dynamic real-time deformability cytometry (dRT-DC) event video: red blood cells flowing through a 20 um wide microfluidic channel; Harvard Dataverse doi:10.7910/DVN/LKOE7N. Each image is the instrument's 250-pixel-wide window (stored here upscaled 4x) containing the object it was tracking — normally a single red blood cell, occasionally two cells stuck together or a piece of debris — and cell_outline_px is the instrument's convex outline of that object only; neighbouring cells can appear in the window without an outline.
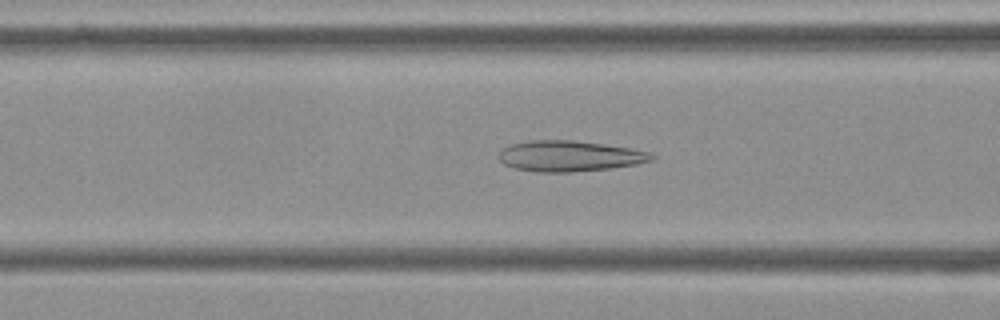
{"species": "Egyptian fruit bat (a non-hibernating species)", "species_latin": "Rousettus aegyptiacus", "temperature_condition": "cold", "stored_images_in_passage": 44, "camera_frame_rate_fps": 3000, "um_per_image_px": 0.085, "frame": {"image": 1, "passage_image": 21, "time_ms": 6.667, "image_size_px": [1000, 320], "cell_outline_px": [[656, 156], [652, 160], [636, 164], [608, 168], [572, 172], [536, 172], [516, 168], [504, 164], [496, 156], [508, 144], [528, 140], [572, 140], [604, 144], [652, 152]], "centroid_in_image_um": [48.38, 13.26], "position_along_channel_um": 118.2, "area_um2": 27.4}}
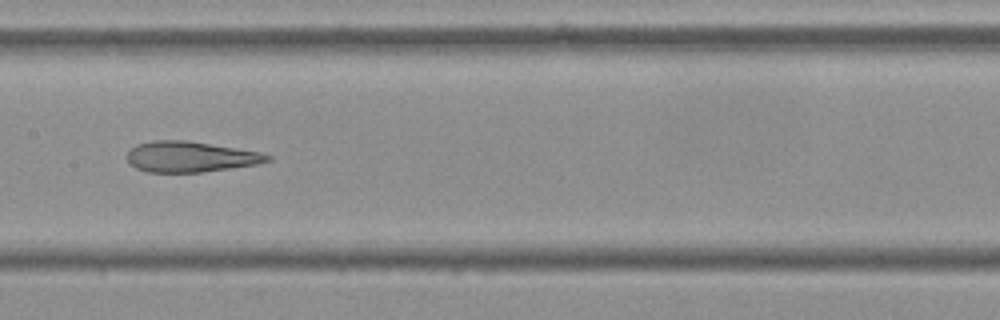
{"frame": {"image": 2, "passage_image": 27, "time_ms": 8.667, "image_size_px": [1000, 320], "cell_outline_px": [[272, 160], [256, 164], [204, 172], [148, 172], [136, 168], [128, 164], [124, 156], [136, 144], [152, 140], [188, 140], [260, 152], [272, 156]], "centroid_in_image_um": [16.13, 13.32], "position_along_channel_um": 191.3, "area_um2": 25.26}}
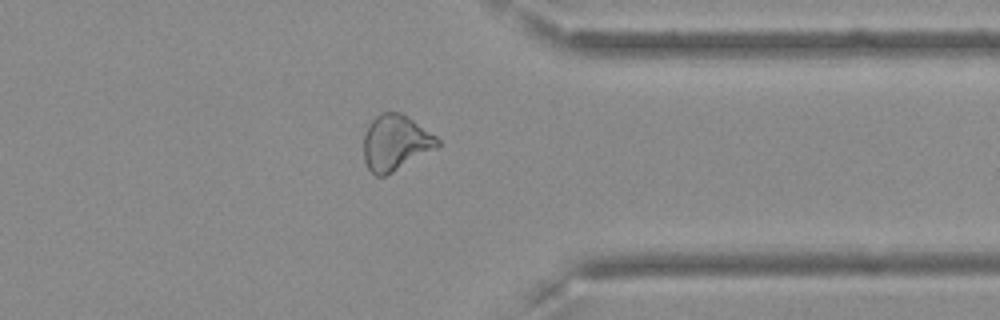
{"frame": {"image": 3, "passage_image": 44, "time_ms": 14.333, "image_size_px": [1000, 320], "cell_outline_px": [[440, 144], [436, 148], [392, 172], [384, 176], [376, 176], [368, 168], [364, 160], [364, 132], [368, 124], [380, 112], [400, 112], [408, 116], [436, 136], [440, 140]], "centroid_in_image_um": [33.6, 12.11], "position_along_channel_um": 377.8, "area_um2": 23.81}, "authors_computed_cell_mechanics": {"area_um2": 27.3394, "velocity_mm_per_s": 3.6378, "shape_relaxation_time_tau1_ms": null, "shape_relaxation_time_tau2_ms": 2.6227, "deformation_change_tau1": null, "deformation_change_tau2": 0.1165}}